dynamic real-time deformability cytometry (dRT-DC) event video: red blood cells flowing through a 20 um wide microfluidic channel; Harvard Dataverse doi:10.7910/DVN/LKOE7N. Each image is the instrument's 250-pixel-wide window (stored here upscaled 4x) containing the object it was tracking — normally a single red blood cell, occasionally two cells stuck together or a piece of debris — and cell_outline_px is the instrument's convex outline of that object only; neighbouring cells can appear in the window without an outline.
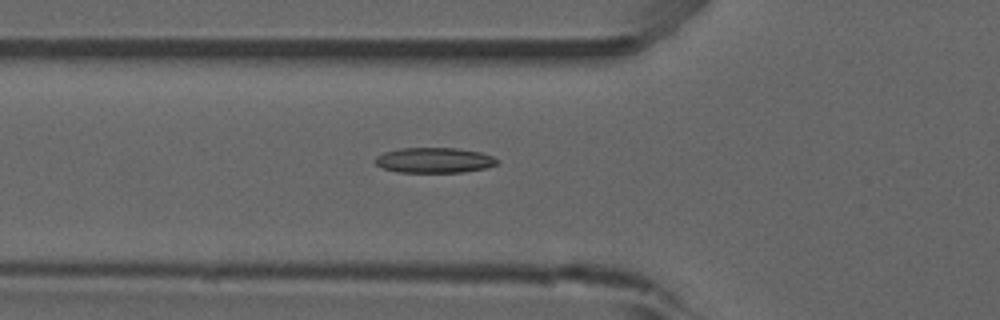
{"species": "common noctule bat (a hibernating species)", "species_latin": "Nyctalus noctula", "temperature_condition": "room temperature", "stored_images_in_passage": 49, "camera_frame_rate_fps": 3000, "um_per_image_px": 0.085, "animal": {"sex": "male", "forearm_length_mm": 52.5}, "frame": {"image": 1, "passage_image": 15, "time_ms": 4.667, "image_size_px": [1000, 320], "cell_outline_px": [[500, 160], [496, 164], [488, 168], [464, 172], [396, 172], [384, 168], [376, 164], [376, 156], [384, 152], [400, 148], [456, 148], [480, 152], [492, 156]], "centroid_in_image_um": [36.94, 13.62], "position_along_channel_um": 88.9, "area_um2": 17.98}, "authors_computed_cell_mechanics": {"area_um2": 17.629, "velocity_mm_per_s": 3.9266, "shape_relaxation_time_tau1_ms": null, "shape_relaxation_time_tau2_ms": 7.2565, "deformation_change_tau1": null, "deformation_change_tau2": 0.1597}}